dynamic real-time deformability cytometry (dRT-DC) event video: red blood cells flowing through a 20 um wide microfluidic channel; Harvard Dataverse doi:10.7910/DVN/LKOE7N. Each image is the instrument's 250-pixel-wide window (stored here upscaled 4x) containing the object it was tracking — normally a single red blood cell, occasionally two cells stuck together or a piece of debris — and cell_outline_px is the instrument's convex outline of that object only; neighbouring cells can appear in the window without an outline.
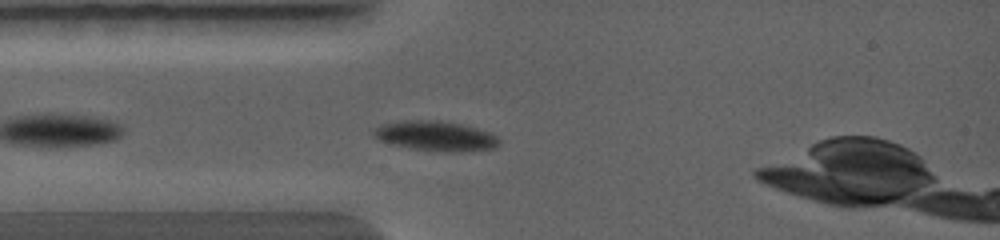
{"species": "common noctule bat (a hibernating species)", "species_latin": "Nyctalus noctula", "temperature_condition": "warm", "stored_images_in_passage": 3, "camera_frame_rate_fps": 5000, "um_per_image_px": 0.085, "animal": {"sex": "female", "body_mass_g": 19.0, "forearm_length_mm": 56.7}, "frame": {"image": 1, "passage_image": 3, "time_ms": 1.0, "image_size_px": [1000, 240], "cell_outline_px": [[496, 144], [492, 148], [472, 152], [440, 152], [408, 148], [384, 140], [376, 136], [376, 132], [380, 128], [392, 124], [452, 124], [468, 128], [480, 132], [496, 140]], "centroid_in_image_um": [37.09, 11.7], "position_along_channel_um": 47.9, "area_um2": 18.67}}